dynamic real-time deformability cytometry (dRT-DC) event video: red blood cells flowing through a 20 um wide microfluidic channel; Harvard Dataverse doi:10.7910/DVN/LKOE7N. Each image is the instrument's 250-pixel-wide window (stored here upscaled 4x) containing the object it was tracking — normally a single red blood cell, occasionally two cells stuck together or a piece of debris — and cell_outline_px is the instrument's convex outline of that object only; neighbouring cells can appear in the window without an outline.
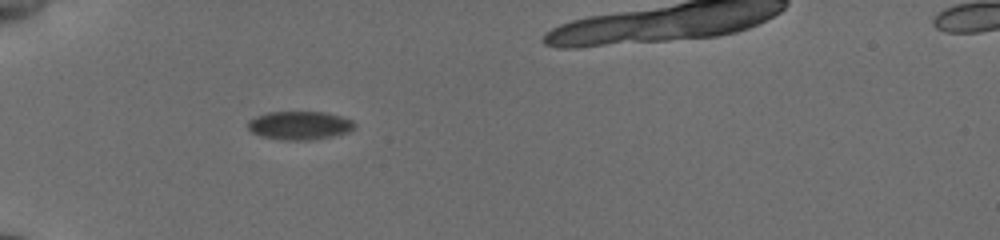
{"species": "common noctule bat (a hibernating species)", "species_latin": "Nyctalus noctula", "temperature_condition": "cold", "stored_images_in_passage": 26, "camera_frame_rate_fps": 3000, "um_per_image_px": 0.085, "animal": {"sex": "female", "body_mass_g": 19.5, "forearm_length_mm": 54.1}, "frame": {"image": 1, "passage_image": 1, "time_ms": 0.0, "image_size_px": [1000, 240], "cell_outline_px": [[356, 124], [348, 132], [308, 140], [280, 140], [260, 136], [252, 132], [248, 128], [248, 120], [256, 116], [268, 112], [324, 112], [340, 116], [352, 120]], "centroid_in_image_um": [25.42, 10.65], "position_along_channel_um": 59.6, "area_um2": 17.51}}
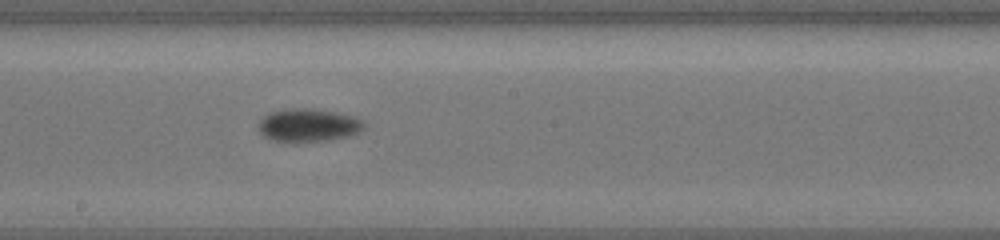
{"frame": {"image": 2, "passage_image": 15, "time_ms": 4.667, "image_size_px": [1000, 240], "cell_outline_px": [[364, 128], [348, 136], [328, 140], [276, 140], [264, 136], [260, 132], [260, 120], [264, 116], [272, 112], [288, 108], [308, 108], [332, 112], [352, 116], [360, 120], [364, 124]], "centroid_in_image_um": [26.2, 10.62], "position_along_channel_um": 222.0, "area_um2": 19.42}}
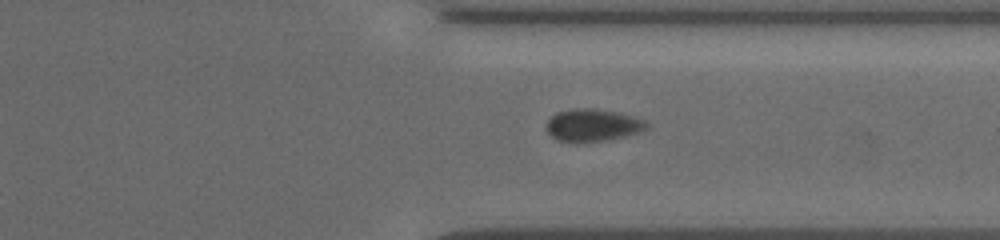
{"frame": {"image": 3, "passage_image": 26, "time_ms": 8.333, "image_size_px": [1000, 240], "cell_outline_px": [[648, 128], [640, 132], [628, 136], [608, 140], [556, 140], [544, 128], [548, 120], [556, 112], [572, 108], [592, 108], [620, 112], [644, 120], [648, 124]], "centroid_in_image_um": [50.4, 10.61], "position_along_channel_um": 361.0, "area_um2": 18.79}}